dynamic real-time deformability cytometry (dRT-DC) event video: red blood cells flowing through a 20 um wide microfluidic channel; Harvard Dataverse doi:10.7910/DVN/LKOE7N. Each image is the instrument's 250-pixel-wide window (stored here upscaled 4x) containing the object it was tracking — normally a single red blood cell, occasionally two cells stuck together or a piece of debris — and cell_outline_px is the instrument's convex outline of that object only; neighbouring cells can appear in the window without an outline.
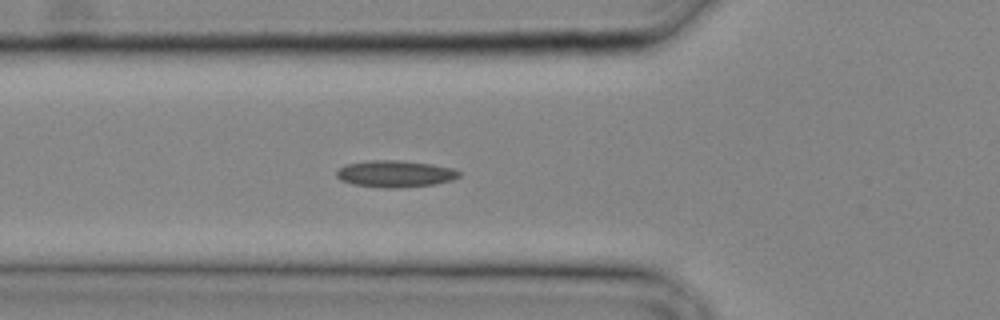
{"species": "common noctule bat (a hibernating species)", "species_latin": "Nyctalus noctula", "temperature_condition": "cold", "stored_images_in_passage": 28, "camera_frame_rate_fps": 3000, "um_per_image_px": 0.085, "animal": {"sex": "male", "body_mass_g": 20.4}, "frame": {"image": 1, "passage_image": 9, "time_ms": 2.667, "image_size_px": [1000, 320], "cell_outline_px": [[460, 176], [452, 180], [436, 184], [400, 188], [384, 188], [352, 184], [340, 180], [336, 176], [336, 172], [340, 168], [348, 164], [372, 160], [396, 160], [432, 164], [452, 168], [460, 172]], "centroid_in_image_um": [33.6, 14.78], "position_along_channel_um": 92.2, "area_um2": 19.07}}